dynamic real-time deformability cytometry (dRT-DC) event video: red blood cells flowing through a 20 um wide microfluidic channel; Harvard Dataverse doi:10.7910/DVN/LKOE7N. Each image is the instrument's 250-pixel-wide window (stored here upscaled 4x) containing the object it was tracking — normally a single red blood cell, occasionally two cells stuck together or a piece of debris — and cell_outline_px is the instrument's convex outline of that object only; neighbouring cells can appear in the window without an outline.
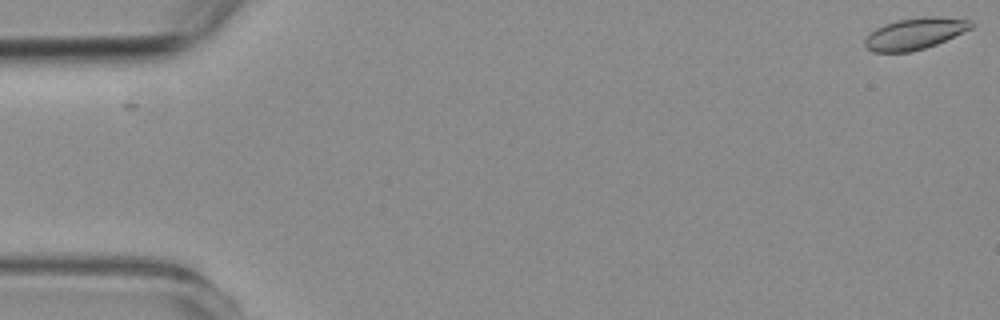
{"species": "common noctule bat (a hibernating species)", "species_latin": "Nyctalus noctula", "temperature_condition": "room temperature", "stored_images_in_passage": 10, "camera_frame_rate_fps": 3000, "um_per_image_px": 0.085, "animal": {"sex": "female", "body_mass_g": 19.3, "forearm_length_mm": 54.1}, "frame": {"image": 1, "passage_image": 1, "time_ms": 0.0, "image_size_px": [1000, 320], "cell_outline_px": [[972, 28], [936, 44], [912, 52], [872, 52], [864, 44], [864, 40], [876, 28], [884, 24], [896, 20], [924, 16], [936, 16], [972, 20]], "centroid_in_image_um": [77.76, 2.85], "position_along_channel_um": 7.2, "area_um2": 19.42}}